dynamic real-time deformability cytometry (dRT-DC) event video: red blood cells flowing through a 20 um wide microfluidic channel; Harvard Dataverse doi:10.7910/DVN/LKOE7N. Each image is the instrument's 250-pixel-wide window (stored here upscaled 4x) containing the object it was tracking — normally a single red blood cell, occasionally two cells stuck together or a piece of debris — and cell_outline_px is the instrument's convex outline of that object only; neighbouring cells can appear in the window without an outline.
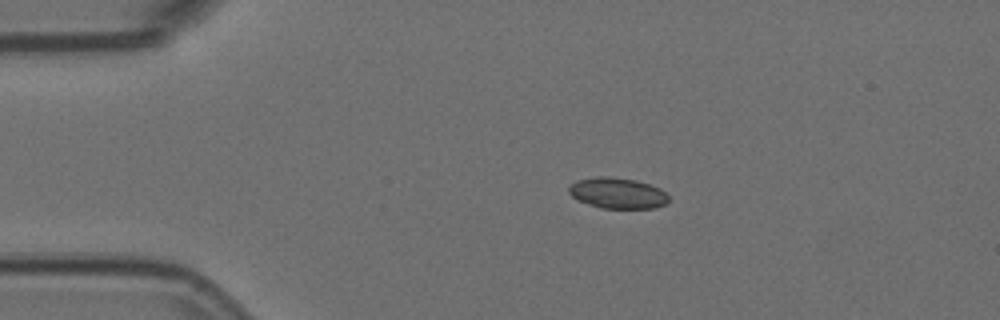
{"species": "Egyptian fruit bat (a non-hibernating species)", "species_latin": "Rousettus aegyptiacus", "temperature_condition": "room temperature", "stored_images_in_passage": 46, "camera_frame_rate_fps": 3000, "um_per_image_px": 0.085, "animal": {"sex": "female"}, "frame": {"image": 1, "passage_image": 1, "time_ms": 0.0, "image_size_px": [1000, 320], "cell_outline_px": [[668, 200], [664, 204], [656, 208], [600, 208], [576, 200], [568, 192], [568, 188], [576, 180], [596, 176], [608, 176], [636, 180], [660, 188], [668, 196]], "centroid_in_image_um": [52.45, 16.41], "position_along_channel_um": 32.5, "area_um2": 17.98}}
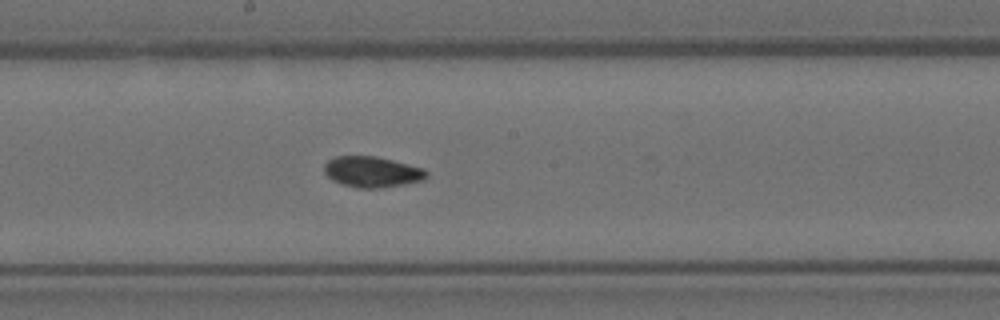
{"frame": {"image": 2, "passage_image": 20, "time_ms": 6.333, "image_size_px": [1000, 320], "cell_outline_px": [[428, 176], [424, 180], [404, 184], [380, 188], [360, 188], [344, 184], [332, 180], [324, 172], [324, 164], [328, 160], [336, 156], [376, 156], [424, 168], [428, 172]], "centroid_in_image_um": [31.64, 14.6], "position_along_channel_um": 216.6, "area_um2": 18.32}}
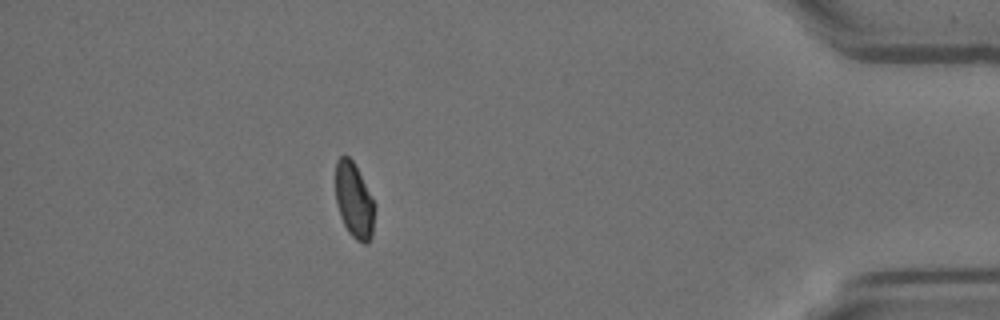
{"frame": {"image": 3, "passage_image": 40, "time_ms": 13.0, "image_size_px": [1000, 320], "cell_outline_px": [[372, 236], [368, 244], [364, 244], [356, 240], [348, 232], [340, 216], [336, 204], [336, 160], [340, 156], [348, 156], [352, 160], [372, 200]], "centroid_in_image_um": [30.04, 17.07], "position_along_channel_um": 405.2, "area_um2": 16.47}, "authors_computed_cell_mechanics": {"area_um2": 18.0047, "velocity_mm_per_s": 3.5847, "shape_relaxation_time_tau1_ms": null, "shape_relaxation_time_tau2_ms": 2.1823, "deformation_change_tau1": null, "deformation_change_tau2": 0.0646}}